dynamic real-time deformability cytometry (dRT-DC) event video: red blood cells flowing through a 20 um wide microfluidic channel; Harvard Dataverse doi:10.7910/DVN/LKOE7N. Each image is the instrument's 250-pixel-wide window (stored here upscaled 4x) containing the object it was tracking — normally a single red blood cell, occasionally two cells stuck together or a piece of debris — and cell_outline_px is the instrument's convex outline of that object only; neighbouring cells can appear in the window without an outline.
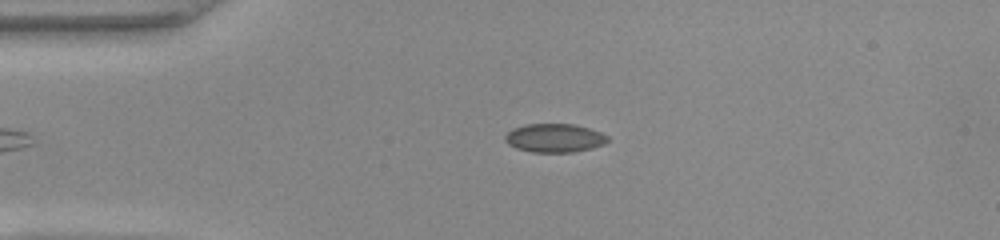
{"species": "common noctule bat (a hibernating species)", "species_latin": "Nyctalus noctula", "temperature_condition": "warm", "stored_images_in_passage": 44, "segment_of_instrument_passage": [1, 2], "camera_frame_rate_fps": 3000, "um_per_image_px": 0.085, "animal": {"sex": "female", "body_mass_g": 22.0, "forearm_length_mm": 56.7}, "frame": {"image": 1, "passage_image": 11, "time_ms": 3.333, "image_size_px": [1000, 240], "cell_outline_px": [[608, 140], [604, 144], [592, 148], [572, 152], [532, 152], [516, 148], [508, 144], [504, 140], [504, 136], [512, 128], [524, 124], [576, 124], [600, 132], [608, 136]], "centroid_in_image_um": [47.11, 11.72], "position_along_channel_um": 37.9, "area_um2": 17.17}}
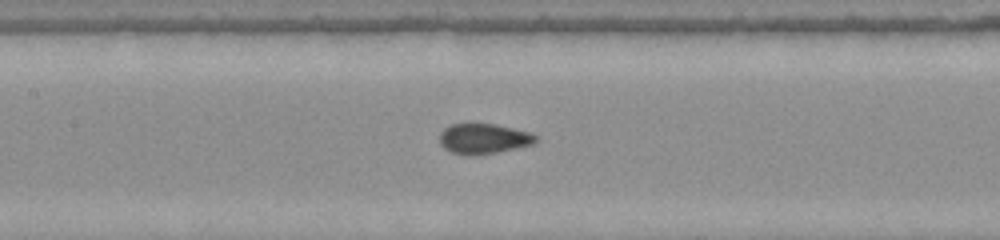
{"frame": {"image": 2, "passage_image": 23, "time_ms": 7.333, "image_size_px": [1000, 240], "cell_outline_px": [[536, 140], [532, 144], [516, 148], [496, 152], [472, 156], [468, 156], [452, 152], [444, 148], [440, 144], [440, 132], [444, 128], [452, 124], [496, 124], [528, 132], [536, 136]], "centroid_in_image_um": [41.06, 11.79], "position_along_channel_um": 166.3, "area_um2": 16.76}}
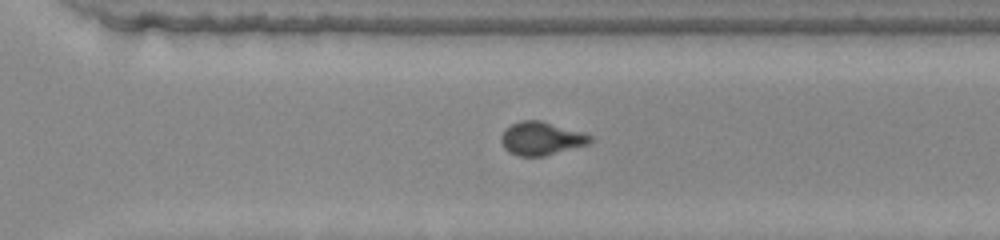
{"frame": {"image": 3, "passage_image": 35, "time_ms": 11.333, "image_size_px": [1000, 240], "cell_outline_px": [[592, 140], [588, 144], [544, 156], [520, 156], [508, 152], [504, 148], [500, 140], [500, 136], [512, 124], [520, 120], [540, 120], [592, 136]], "centroid_in_image_um": [45.97, 11.78], "position_along_channel_um": 324.6, "area_um2": 16.94}}